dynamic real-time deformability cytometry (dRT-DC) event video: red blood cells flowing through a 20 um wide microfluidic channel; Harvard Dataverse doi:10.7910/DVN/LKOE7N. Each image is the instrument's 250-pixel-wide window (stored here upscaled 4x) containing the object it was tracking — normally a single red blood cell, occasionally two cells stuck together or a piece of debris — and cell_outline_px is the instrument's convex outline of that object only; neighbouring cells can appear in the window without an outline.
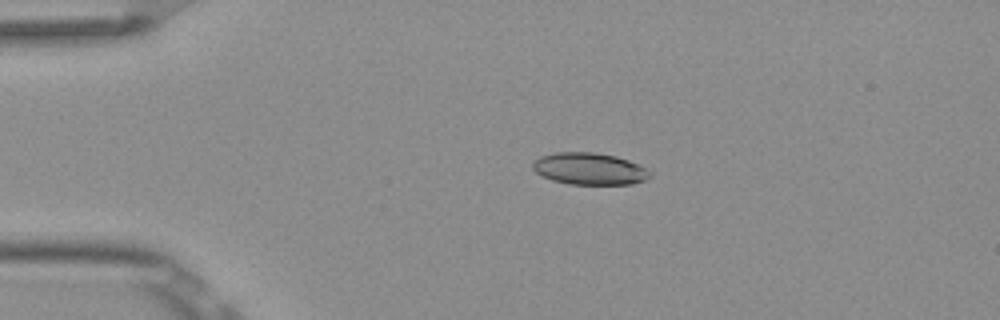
{"species": "Egyptian fruit bat (a non-hibernating species)", "species_latin": "Rousettus aegyptiacus", "temperature_condition": "room temperature", "stored_images_in_passage": 4, "camera_frame_rate_fps": 3000, "um_per_image_px": 0.085, "frame": {"image": 1, "passage_image": 3, "time_ms": 0.667, "image_size_px": [1000, 320], "cell_outline_px": [[652, 176], [644, 180], [632, 184], [568, 184], [552, 180], [536, 172], [532, 168], [532, 164], [540, 156], [556, 152], [592, 152], [616, 156], [640, 164], [652, 172]], "centroid_in_image_um": [50.13, 14.34], "position_along_channel_um": 34.9, "area_um2": 21.85}}